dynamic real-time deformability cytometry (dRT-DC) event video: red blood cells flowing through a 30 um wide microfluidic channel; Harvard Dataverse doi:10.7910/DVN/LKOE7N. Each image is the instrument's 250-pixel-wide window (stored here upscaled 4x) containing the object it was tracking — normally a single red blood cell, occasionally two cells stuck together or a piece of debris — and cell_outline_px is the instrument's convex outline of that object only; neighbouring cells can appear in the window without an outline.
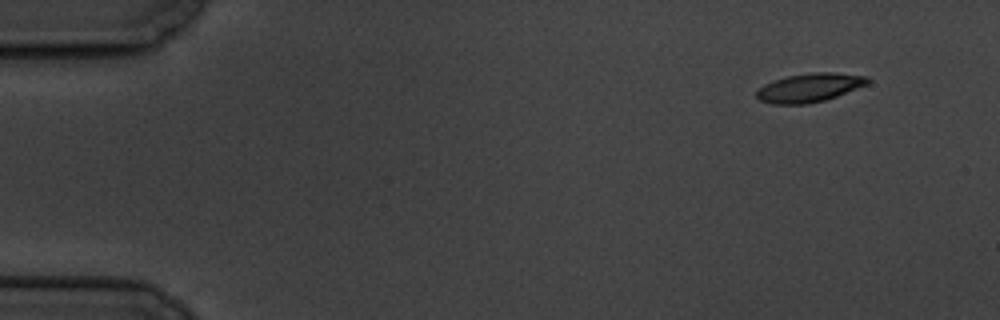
{"species": "common noctule bat (a hibernating species)", "species_latin": "Nyctalus noctula", "temperature_condition": "cold", "stored_images_in_passage": 6, "camera_frame_rate_fps": 3000, "um_per_image_px": 0.085, "animal": {"sex": "male", "body_mass_g": 19.5, "forearm_length_mm": 54.6}, "frame": {"image": 1, "passage_image": 1, "time_ms": 0.0, "image_size_px": [1000, 320], "cell_outline_px": [[872, 80], [868, 84], [836, 96], [824, 100], [804, 104], [772, 104], [760, 100], [756, 96], [756, 92], [764, 84], [772, 80], [784, 76], [812, 72], [832, 72], [868, 76]], "centroid_in_image_um": [68.81, 7.43], "position_along_channel_um": 16.2, "area_um2": 18.67}}
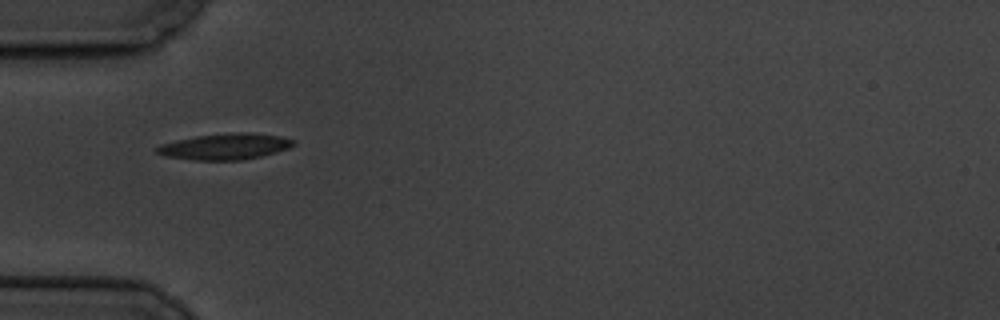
{"frame": {"image": 2, "passage_image": 5, "time_ms": 4.667, "image_size_px": [1000, 320], "cell_outline_px": [[296, 144], [288, 148], [260, 156], [240, 160], [196, 160], [164, 156], [156, 152], [156, 148], [160, 144], [176, 140], [196, 136], [228, 132], [252, 132], [280, 136], [292, 140]], "centroid_in_image_um": [19.1, 12.44], "position_along_channel_um": 65.9, "area_um2": 20.69}}
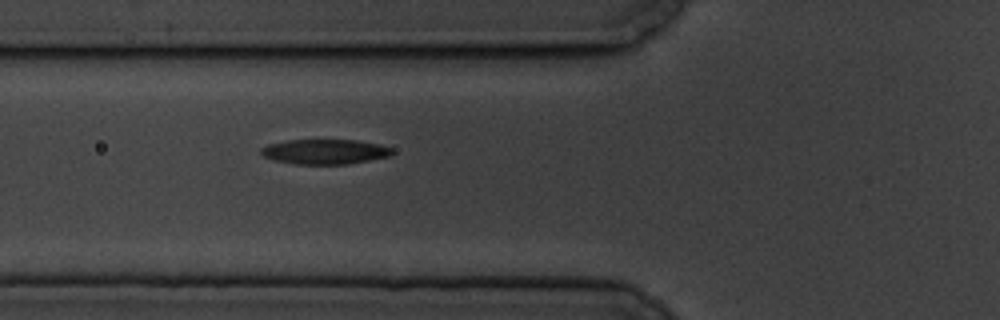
{"frame": {"image": 3, "passage_image": 6, "time_ms": 5.667, "image_size_px": [1000, 320], "cell_outline_px": [[392, 156], [348, 164], [296, 164], [276, 160], [264, 156], [260, 152], [260, 148], [268, 144], [288, 140], [356, 140], [380, 144], [392, 148]], "centroid_in_image_um": [27.64, 12.89], "position_along_channel_um": 98.2, "area_um2": 19.02}}